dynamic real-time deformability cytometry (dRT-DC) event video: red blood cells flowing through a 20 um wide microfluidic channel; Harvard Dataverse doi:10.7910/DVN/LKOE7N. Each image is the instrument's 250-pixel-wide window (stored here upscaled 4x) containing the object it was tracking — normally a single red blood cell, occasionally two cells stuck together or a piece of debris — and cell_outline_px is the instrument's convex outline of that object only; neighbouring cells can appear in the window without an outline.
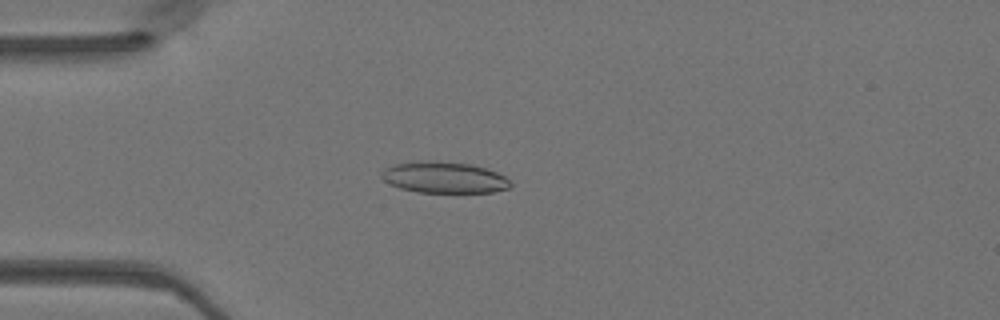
{"species": "Egyptian fruit bat (a non-hibernating species)", "species_latin": "Rousettus aegyptiacus", "temperature_condition": "warm", "stored_images_in_passage": 47, "camera_frame_rate_fps": 3000, "um_per_image_px": 0.085, "animal": {"sex": "female"}, "frame": {"image": 1, "passage_image": 12, "time_ms": 3.667, "image_size_px": [1000, 320], "cell_outline_px": [[512, 184], [508, 188], [492, 192], [416, 192], [400, 188], [384, 180], [380, 176], [380, 172], [384, 168], [396, 164], [424, 160], [428, 160], [468, 164], [484, 168], [496, 172], [504, 176]], "centroid_in_image_um": [37.71, 15.08], "position_along_channel_um": 47.3, "area_um2": 23.24}}
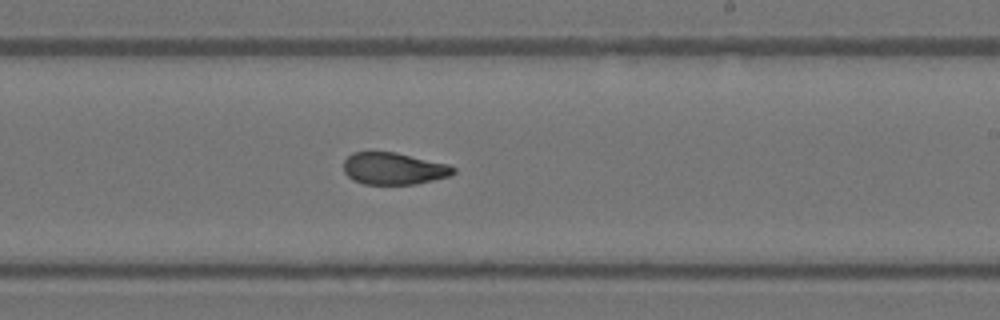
{"frame": {"image": 2, "passage_image": 28, "time_ms": 9.0, "image_size_px": [1000, 320], "cell_outline_px": [[456, 172], [448, 176], [416, 184], [364, 184], [352, 180], [344, 172], [344, 160], [352, 152], [396, 152], [448, 164], [456, 168]], "centroid_in_image_um": [33.45, 14.32], "position_along_channel_um": 255.5, "area_um2": 20.46}}
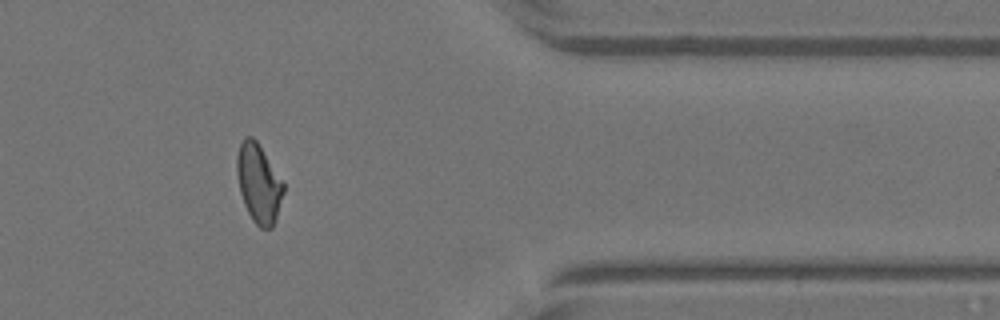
{"frame": {"image": 3, "passage_image": 39, "time_ms": 12.667, "image_size_px": [1000, 320], "cell_outline_px": [[284, 192], [276, 220], [272, 228], [260, 228], [252, 220], [244, 204], [240, 192], [236, 172], [236, 156], [240, 144], [244, 136], [252, 136], [256, 140], [284, 184]], "centroid_in_image_um": [21.97, 15.6], "position_along_channel_um": 389.4, "area_um2": 21.33}}